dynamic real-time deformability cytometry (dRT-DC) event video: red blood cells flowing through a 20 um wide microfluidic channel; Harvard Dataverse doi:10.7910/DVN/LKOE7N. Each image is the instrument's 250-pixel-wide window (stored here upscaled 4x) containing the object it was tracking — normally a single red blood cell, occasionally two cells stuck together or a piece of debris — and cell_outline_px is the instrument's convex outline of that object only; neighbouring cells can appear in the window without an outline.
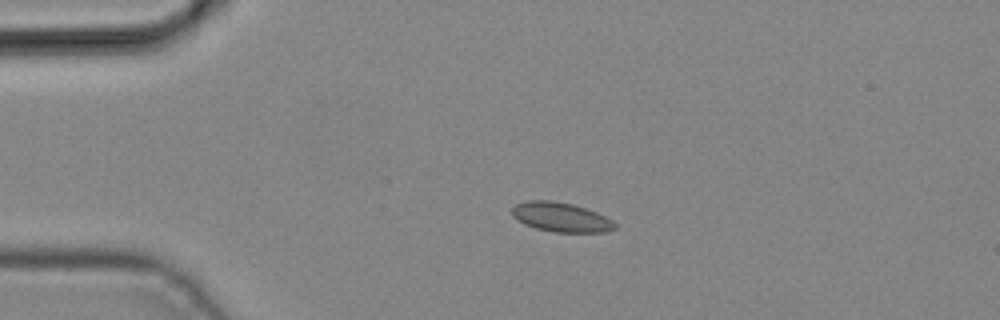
{"species": "common noctule bat (a hibernating species)", "species_latin": "Nyctalus noctula", "temperature_condition": "cold", "stored_images_in_passage": 4, "camera_frame_rate_fps": 3000, "um_per_image_px": 0.085, "animal": {"sex": "male", "body_mass_g": 19.2, "forearm_length_mm": 51.8}, "frame": {"image": 1, "passage_image": 3, "time_ms": 0.667, "image_size_px": [1000, 320], "cell_outline_px": [[616, 228], [608, 232], [552, 232], [536, 228], [524, 224], [516, 220], [512, 216], [512, 208], [516, 204], [528, 200], [552, 200], [572, 204], [596, 212], [612, 220], [616, 224]], "centroid_in_image_um": [47.66, 18.46], "position_along_channel_um": 37.3, "area_um2": 17.69}}